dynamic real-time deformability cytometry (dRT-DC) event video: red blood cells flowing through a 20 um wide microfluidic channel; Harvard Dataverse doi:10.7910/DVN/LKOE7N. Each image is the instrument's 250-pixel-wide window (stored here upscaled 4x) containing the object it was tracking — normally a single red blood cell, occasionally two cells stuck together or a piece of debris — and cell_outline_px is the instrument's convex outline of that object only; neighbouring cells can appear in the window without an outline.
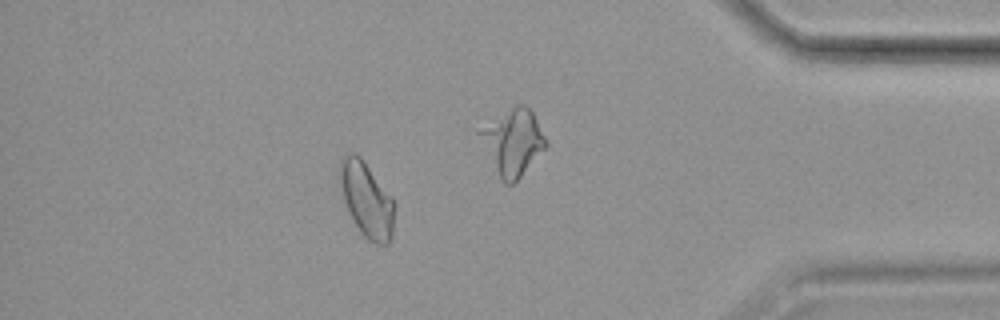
{"species": "common noctule bat (a hibernating species)", "species_latin": "Nyctalus noctula", "temperature_condition": "cold", "stored_images_in_passage": 48, "camera_frame_rate_fps": 3000, "um_per_image_px": 0.085, "animal": {"sex": "female", "body_mass_g": 19.9}, "frame": {"image": 1, "passage_image": 41, "time_ms": 13.333, "image_size_px": [1000, 320], "cell_outline_px": [[396, 204], [392, 240], [388, 244], [376, 244], [368, 240], [360, 232], [352, 220], [348, 212], [336, 176], [336, 168], [340, 160], [348, 152], [356, 152], [360, 156]], "centroid_in_image_um": [31.12, 16.96], "position_along_channel_um": 404.1, "area_um2": 24.51}}